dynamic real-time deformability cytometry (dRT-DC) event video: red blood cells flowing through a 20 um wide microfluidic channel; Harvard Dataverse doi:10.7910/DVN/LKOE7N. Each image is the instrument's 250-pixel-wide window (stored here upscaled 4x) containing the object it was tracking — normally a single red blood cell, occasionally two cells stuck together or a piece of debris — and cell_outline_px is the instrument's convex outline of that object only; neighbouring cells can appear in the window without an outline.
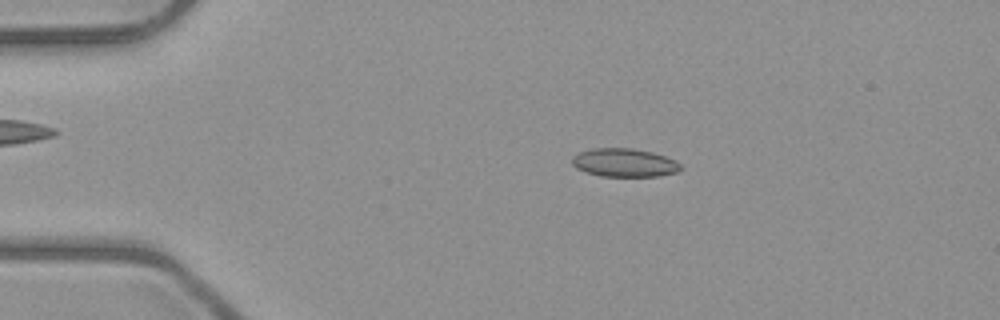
{"species": "common noctule bat (a hibernating species)", "species_latin": "Nyctalus noctula", "temperature_condition": "room temperature", "stored_images_in_passage": 5, "camera_frame_rate_fps": 3000, "um_per_image_px": 0.085, "animal": {"sex": "male", "body_mass_g": 23.1, "forearm_length_mm": 52.7}, "frame": {"image": 1, "passage_image": 2, "time_ms": 1.0, "image_size_px": [1000, 320], "cell_outline_px": [[680, 168], [676, 172], [656, 176], [600, 176], [584, 172], [576, 168], [572, 164], [572, 156], [580, 152], [592, 148], [632, 148], [652, 152], [676, 160], [680, 164]], "centroid_in_image_um": [53.02, 13.82], "position_along_channel_um": 32.0, "area_um2": 17.92}}
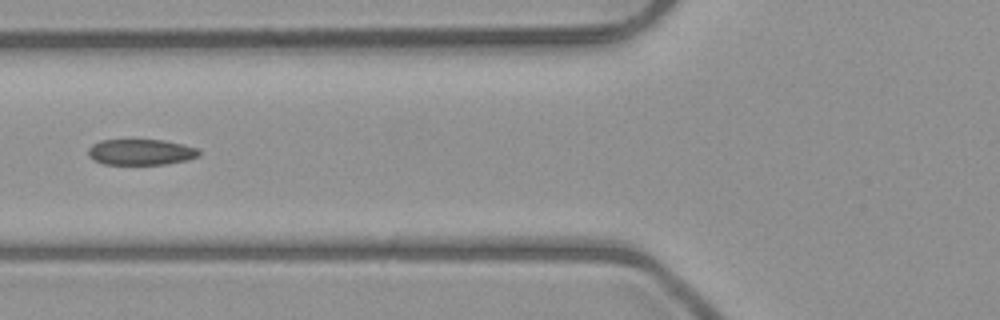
{"frame": {"image": 2, "passage_image": 5, "time_ms": 4.333, "image_size_px": [1000, 320], "cell_outline_px": [[200, 156], [188, 160], [164, 164], [104, 164], [92, 160], [88, 156], [88, 148], [92, 144], [100, 140], [164, 140], [196, 148], [200, 152]], "centroid_in_image_um": [11.94, 12.93], "position_along_channel_um": 113.9, "area_um2": 16.7}}